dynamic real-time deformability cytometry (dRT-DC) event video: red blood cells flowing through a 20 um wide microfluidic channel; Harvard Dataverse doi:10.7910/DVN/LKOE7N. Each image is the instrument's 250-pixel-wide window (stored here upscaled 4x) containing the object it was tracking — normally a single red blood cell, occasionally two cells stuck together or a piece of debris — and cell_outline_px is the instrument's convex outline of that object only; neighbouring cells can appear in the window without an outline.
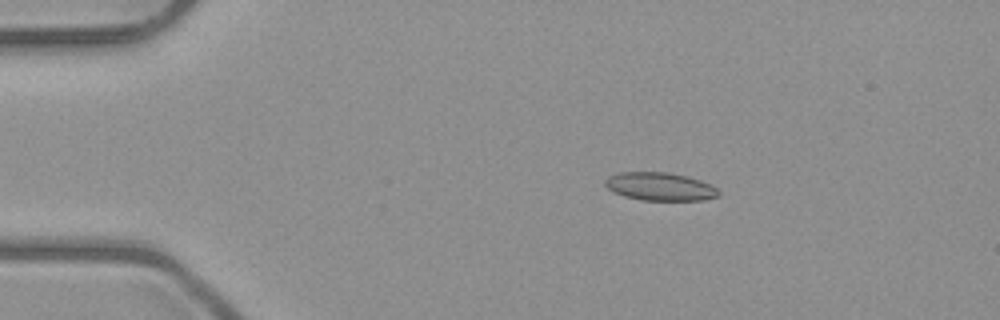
{"species": "common noctule bat (a hibernating species)", "species_latin": "Nyctalus noctula", "temperature_condition": "room temperature", "stored_images_in_passage": 43, "camera_frame_rate_fps": 3000, "um_per_image_px": 0.085, "animal": {"sex": "male", "body_mass_g": 23.1, "forearm_length_mm": 52.7}, "frame": {"image": 1, "passage_image": 1, "time_ms": 0.0, "image_size_px": [1000, 320], "cell_outline_px": [[720, 196], [704, 200], [640, 200], [624, 196], [608, 188], [604, 184], [604, 180], [608, 176], [620, 172], [668, 172], [688, 176], [700, 180], [716, 188], [720, 192]], "centroid_in_image_um": [56.1, 15.85], "position_along_channel_um": 28.9, "area_um2": 18.61}}
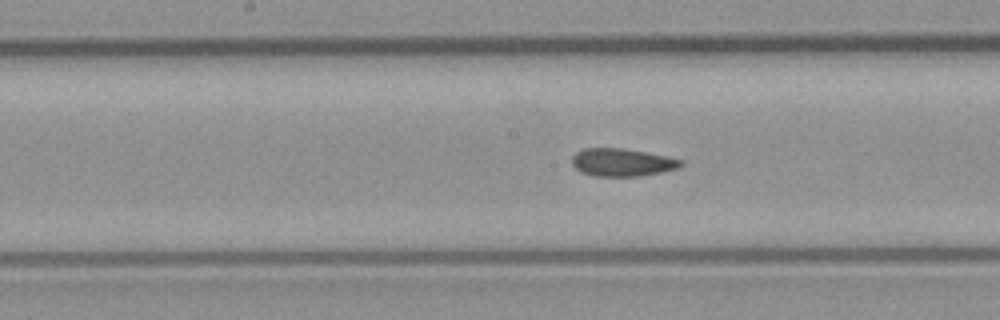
{"frame": {"image": 2, "passage_image": 18, "time_ms": 5.667, "image_size_px": [1000, 320], "cell_outline_px": [[684, 164], [680, 168], [664, 172], [640, 176], [592, 176], [576, 168], [572, 164], [572, 156], [576, 152], [584, 148], [624, 148], [664, 156], [680, 160]], "centroid_in_image_um": [52.88, 13.81], "position_along_channel_um": 195.3, "area_um2": 17.57}}
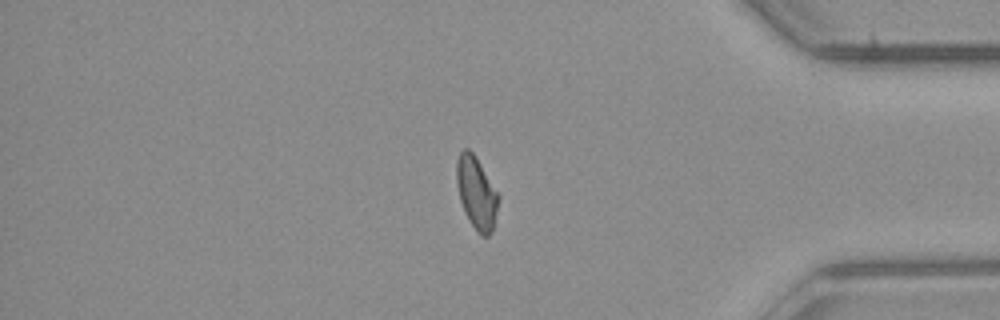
{"frame": {"image": 3, "passage_image": 35, "time_ms": 11.333, "image_size_px": [1000, 320], "cell_outline_px": [[500, 196], [492, 232], [488, 236], [480, 236], [476, 232], [464, 212], [460, 200], [456, 180], [456, 160], [460, 152], [464, 148], [468, 148], [472, 152]], "centroid_in_image_um": [40.49, 16.42], "position_along_channel_um": 394.7, "area_um2": 17.57}, "authors_computed_cell_mechanics": {"area_um2": 17.8602, "velocity_mm_per_s": 4.0164, "shape_relaxation_time_tau1_ms": null, "shape_relaxation_time_tau2_ms": 1.7017, "deformation_change_tau1": null, "deformation_change_tau2": 0.0868}}